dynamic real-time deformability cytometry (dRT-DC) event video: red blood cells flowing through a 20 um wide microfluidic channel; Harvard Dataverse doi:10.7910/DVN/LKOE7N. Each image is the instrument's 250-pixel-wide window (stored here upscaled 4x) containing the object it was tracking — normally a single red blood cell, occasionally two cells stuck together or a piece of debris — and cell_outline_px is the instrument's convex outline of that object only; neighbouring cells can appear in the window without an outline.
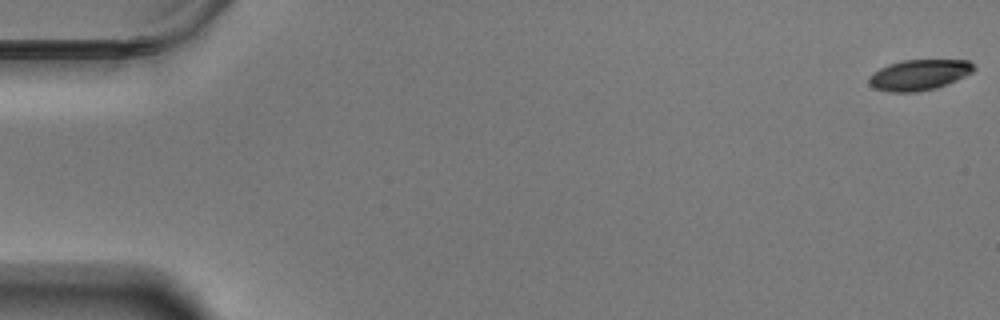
{"species": "Egyptian fruit bat (a non-hibernating species)", "species_latin": "Rousettus aegyptiacus", "temperature_condition": "warm", "stored_images_in_passage": 59, "camera_frame_rate_fps": 3000, "um_per_image_px": 0.085, "animal": {"sex": "male"}, "frame": {"image": 1, "passage_image": 1, "time_ms": 0.0, "image_size_px": [1000, 320], "cell_outline_px": [[976, 68], [972, 72], [948, 84], [936, 88], [916, 92], [888, 92], [876, 88], [868, 84], [868, 80], [880, 68], [888, 64], [904, 60], [968, 60]], "centroid_in_image_um": [78.14, 6.37], "position_along_channel_um": 6.9, "area_um2": 18.55}}
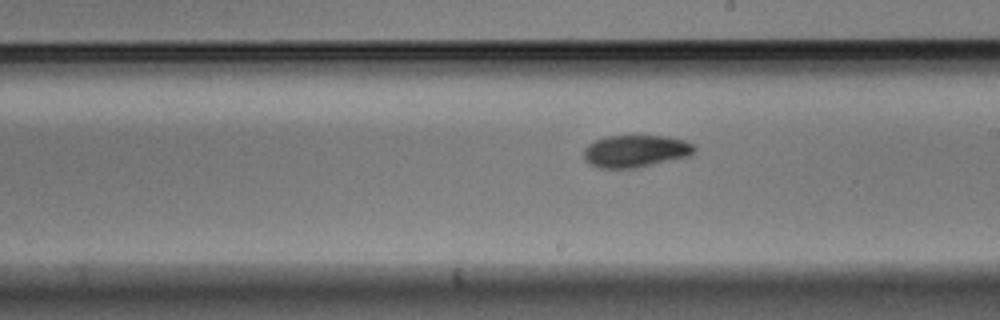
{"frame": {"image": 2, "passage_image": 34, "time_ms": 11.0, "image_size_px": [1000, 320], "cell_outline_px": [[696, 152], [688, 156], [636, 168], [600, 168], [588, 164], [584, 160], [584, 148], [588, 144], [604, 136], [668, 136], [684, 140], [696, 144]], "centroid_in_image_um": [54.03, 12.84], "position_along_channel_um": 235.0, "area_um2": 20.98}}
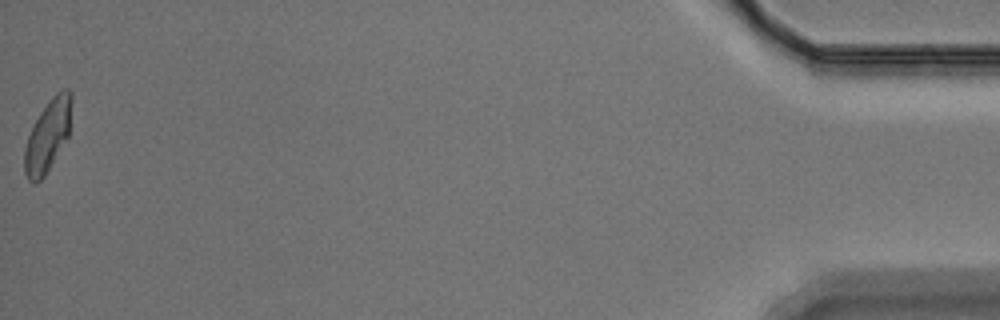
{"frame": {"image": 3, "passage_image": 59, "time_ms": 19.333, "image_size_px": [1000, 320], "cell_outline_px": [[72, 100], [68, 136], [44, 176], [36, 184], [32, 184], [28, 180], [24, 172], [24, 148], [28, 136], [40, 112], [52, 96], [56, 92], [64, 88], [68, 88], [72, 92]], "centroid_in_image_um": [4.05, 11.52], "position_along_channel_um": 431.1, "area_um2": 19.59}, "authors_computed_cell_mechanics": {"area_um2": 19.9988, "velocity_mm_per_s": 3.4917, "shape_relaxation_time_tau1_ms": 3.8393, "shape_relaxation_time_tau2_ms": 9.4023, "deformation_change_tau1": 0.1166, "deformation_change_tau2": 0.1376}}